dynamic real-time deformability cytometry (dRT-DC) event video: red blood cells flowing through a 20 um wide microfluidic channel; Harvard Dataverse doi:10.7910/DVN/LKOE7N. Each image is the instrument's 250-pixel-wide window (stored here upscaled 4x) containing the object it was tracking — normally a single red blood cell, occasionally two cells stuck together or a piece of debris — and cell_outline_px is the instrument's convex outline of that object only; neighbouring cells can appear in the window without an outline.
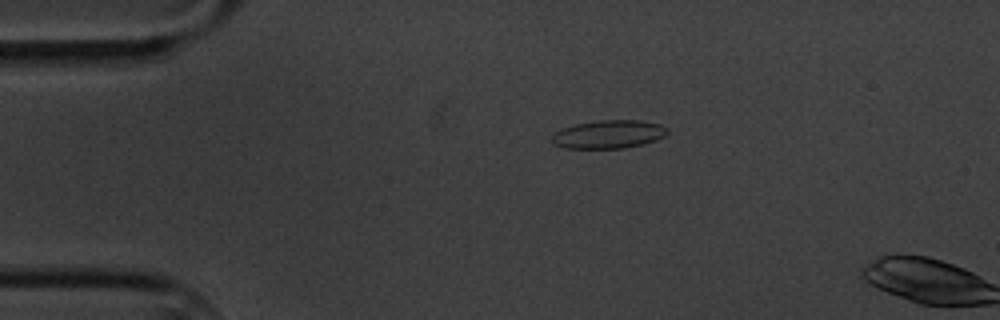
{"species": "common noctule bat (a hibernating species)", "species_latin": "Nyctalus noctula", "temperature_condition": "cold", "stored_images_in_passage": 3, "camera_frame_rate_fps": 3000, "um_per_image_px": 0.085, "animal": {"sex": "male", "body_mass_g": 20.1, "forearm_length_mm": 53.5}, "frame": {"image": 1, "passage_image": 2, "time_ms": 1.333, "image_size_px": [1000, 320], "cell_outline_px": [[668, 132], [664, 136], [656, 140], [644, 144], [624, 148], [564, 148], [552, 144], [552, 136], [556, 132], [564, 128], [576, 124], [600, 120], [640, 120], [660, 124], [668, 128]], "centroid_in_image_um": [51.76, 11.42], "position_along_channel_um": 33.2, "area_um2": 19.02}}